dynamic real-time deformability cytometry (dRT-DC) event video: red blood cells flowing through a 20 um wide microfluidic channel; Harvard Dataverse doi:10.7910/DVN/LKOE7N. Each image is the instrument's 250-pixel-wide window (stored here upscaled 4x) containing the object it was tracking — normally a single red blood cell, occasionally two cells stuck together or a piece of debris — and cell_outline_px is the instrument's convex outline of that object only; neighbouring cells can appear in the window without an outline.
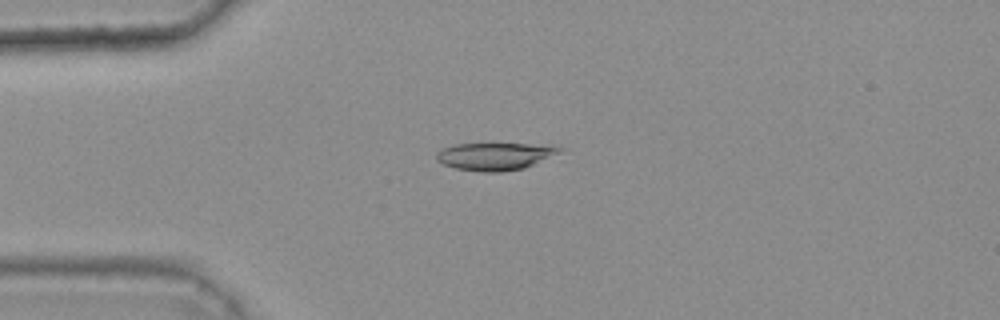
{"species": "common noctule bat (a hibernating species)", "species_latin": "Nyctalus noctula", "temperature_condition": "warm", "stored_images_in_passage": 46, "camera_frame_rate_fps": 3000, "um_per_image_px": 0.085, "animal": {"sex": "female", "body_mass_g": 25.1}, "frame": {"image": 1, "passage_image": 13, "time_ms": 4.0, "image_size_px": [1000, 320], "cell_outline_px": [[564, 148], [560, 152], [524, 168], [500, 172], [480, 172], [456, 168], [444, 164], [436, 160], [436, 152], [452, 144], [552, 144]], "centroid_in_image_um": [42.08, 13.27], "position_along_channel_um": 42.9, "area_um2": 19.71}}
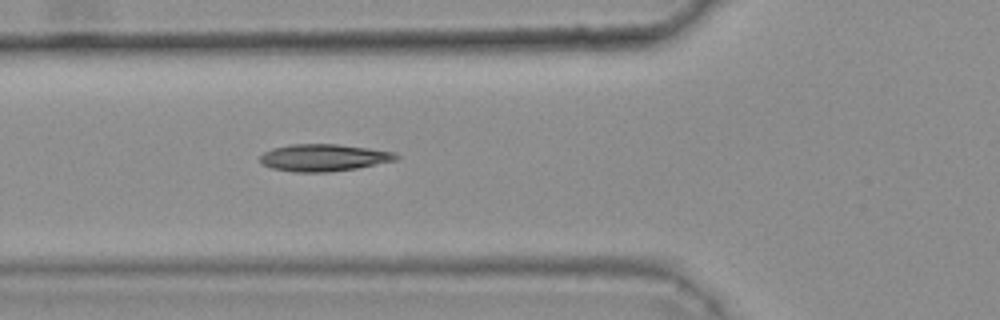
{"frame": {"image": 2, "passage_image": 19, "time_ms": 6.0, "image_size_px": [1000, 320], "cell_outline_px": [[400, 156], [396, 160], [356, 168], [328, 172], [292, 172], [272, 168], [264, 164], [260, 160], [260, 156], [264, 152], [272, 148], [288, 144], [336, 144], [368, 148], [396, 152]], "centroid_in_image_um": [27.51, 13.39], "position_along_channel_um": 98.3, "area_um2": 21.44}}
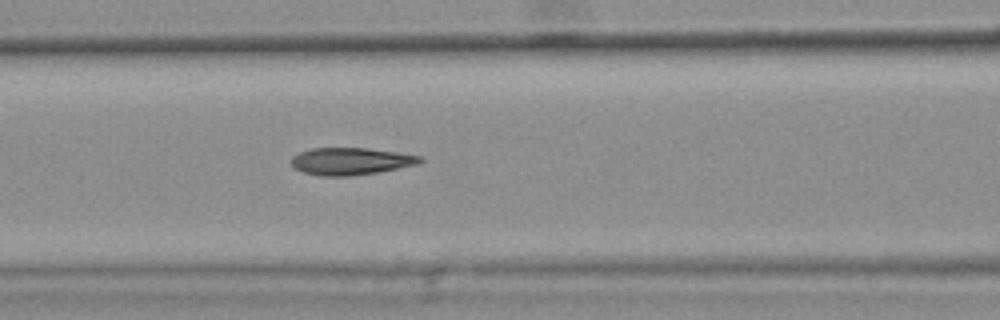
{"frame": {"image": 3, "passage_image": 22, "time_ms": 7.0, "image_size_px": [1000, 320], "cell_outline_px": [[424, 160], [420, 164], [376, 172], [348, 176], [320, 176], [304, 172], [296, 168], [292, 164], [292, 156], [300, 152], [312, 148], [368, 148], [396, 152], [420, 156]], "centroid_in_image_um": [29.83, 13.7], "position_along_channel_um": 136.8, "area_um2": 20.23}, "authors_computed_cell_mechanics": {"area_um2": 20.4323, "velocity_mm_per_s": 3.8189, "shape_relaxation_time_tau1_ms": 5.8831, "shape_relaxation_time_tau2_ms": 2.4251, "deformation_change_tau1": 0.1824, "deformation_change_tau2": 0.111}}